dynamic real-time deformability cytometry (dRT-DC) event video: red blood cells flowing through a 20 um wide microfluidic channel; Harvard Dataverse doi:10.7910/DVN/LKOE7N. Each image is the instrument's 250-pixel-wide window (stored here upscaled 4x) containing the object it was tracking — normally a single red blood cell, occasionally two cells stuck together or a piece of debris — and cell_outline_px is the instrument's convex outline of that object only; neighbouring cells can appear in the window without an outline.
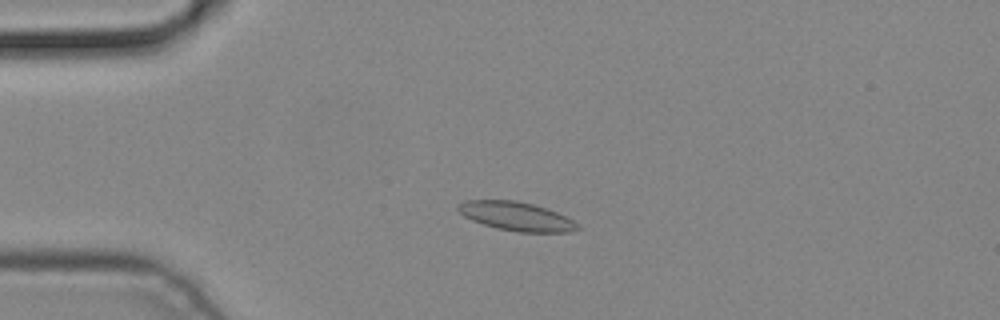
{"species": "common noctule bat (a hibernating species)", "species_latin": "Nyctalus noctula", "temperature_condition": "cold", "stored_images_in_passage": 5, "camera_frame_rate_fps": 3000, "um_per_image_px": 0.085, "animal": {"sex": "male", "body_mass_g": 19.2, "forearm_length_mm": 51.8}, "frame": {"image": 1, "passage_image": 4, "time_ms": 1.0, "image_size_px": [1000, 320], "cell_outline_px": [[580, 228], [572, 232], [520, 232], [496, 228], [472, 220], [464, 216], [456, 208], [456, 204], [464, 200], [516, 200], [548, 208], [580, 224]], "centroid_in_image_um": [43.88, 18.38], "position_along_channel_um": 41.1, "area_um2": 20.11}}